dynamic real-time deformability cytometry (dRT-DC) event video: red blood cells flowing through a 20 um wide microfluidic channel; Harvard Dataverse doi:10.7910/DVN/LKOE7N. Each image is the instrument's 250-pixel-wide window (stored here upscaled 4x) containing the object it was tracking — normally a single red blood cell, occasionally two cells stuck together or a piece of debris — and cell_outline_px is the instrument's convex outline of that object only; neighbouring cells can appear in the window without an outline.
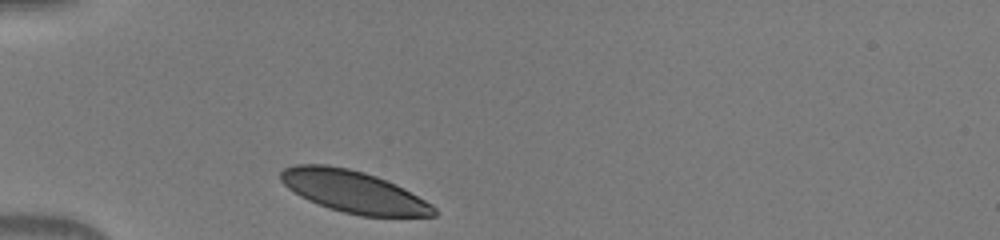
{"species": "human", "species_latin": "Homo sapiens", "temperature_condition": "warm", "stored_images_in_passage": 30, "camera_frame_rate_fps": 3000, "um_per_image_px": 0.085, "donor": {"sex": "male"}, "frame": {"image": 1, "passage_image": 1, "time_ms": 0.0, "image_size_px": [1000, 240], "cell_outline_px": [[436, 216], [360, 216], [328, 208], [308, 200], [300, 196], [288, 188], [280, 180], [280, 172], [284, 168], [296, 164], [328, 164], [348, 168], [364, 172], [376, 176], [396, 184], [404, 188], [432, 204], [436, 208]], "centroid_in_image_um": [30.04, 16.28], "position_along_channel_um": 55.0, "area_um2": 37.51}}
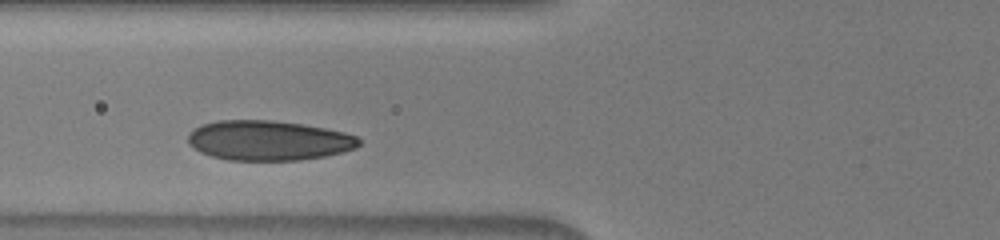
{"frame": {"image": 2, "passage_image": 6, "time_ms": 1.667, "image_size_px": [1000, 240], "cell_outline_px": [[360, 144], [356, 148], [324, 156], [300, 160], [228, 160], [212, 156], [200, 152], [188, 144], [188, 136], [200, 124], [216, 120], [272, 120], [300, 124], [324, 128], [344, 132], [356, 136], [360, 140]], "centroid_in_image_um": [22.8, 11.94], "position_along_channel_um": 103.0, "area_um2": 39.59}}
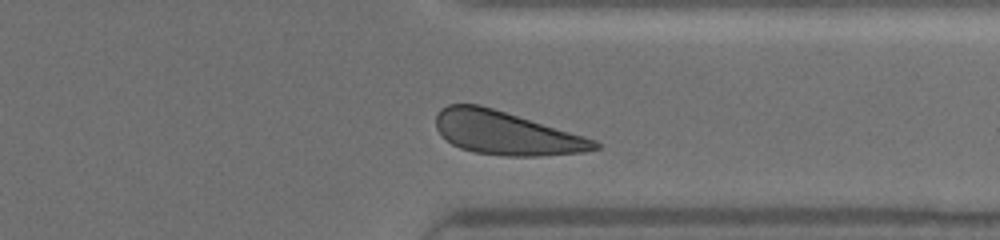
{"frame": {"image": 3, "passage_image": 26, "time_ms": 8.333, "image_size_px": [1000, 240], "cell_outline_px": [[600, 148], [584, 152], [536, 156], [504, 156], [472, 152], [460, 148], [452, 144], [440, 136], [436, 128], [436, 112], [440, 108], [448, 104], [480, 104], [584, 136], [596, 140], [600, 144]], "centroid_in_image_um": [42.96, 11.31], "position_along_channel_um": 368.4, "area_um2": 40.23}}